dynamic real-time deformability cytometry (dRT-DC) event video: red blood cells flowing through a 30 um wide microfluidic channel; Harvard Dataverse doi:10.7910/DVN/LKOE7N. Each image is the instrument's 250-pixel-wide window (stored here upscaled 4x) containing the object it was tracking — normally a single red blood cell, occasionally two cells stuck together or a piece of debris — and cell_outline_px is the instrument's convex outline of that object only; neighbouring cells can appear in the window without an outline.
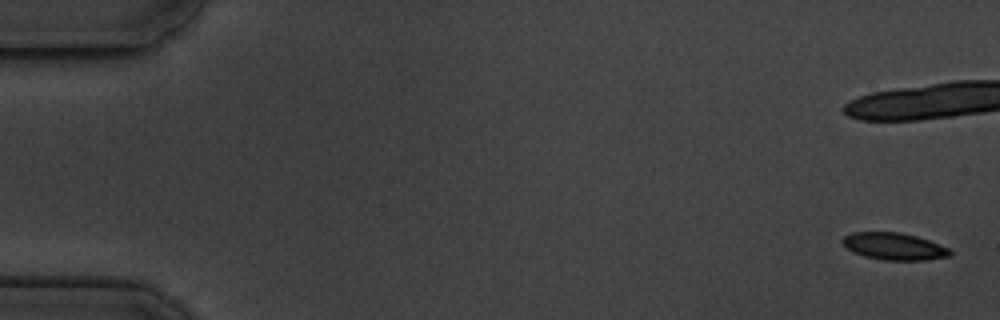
{"species": "common noctule bat (a hibernating species)", "species_latin": "Nyctalus noctula", "temperature_condition": "cold", "stored_images_in_passage": 8, "camera_frame_rate_fps": 3000, "um_per_image_px": 0.085, "animal": {"sex": "male", "body_mass_g": 19.5, "forearm_length_mm": 54.6}, "frame": {"image": 1, "passage_image": 1, "time_ms": 0.0, "image_size_px": [1000, 320], "cell_outline_px": [[952, 256], [924, 260], [880, 260], [864, 256], [852, 252], [840, 240], [844, 236], [852, 232], [900, 232], [916, 236], [940, 244], [948, 248], [952, 252]], "centroid_in_image_um": [75.99, 20.94], "position_along_channel_um": 9.0, "area_um2": 17.05}}
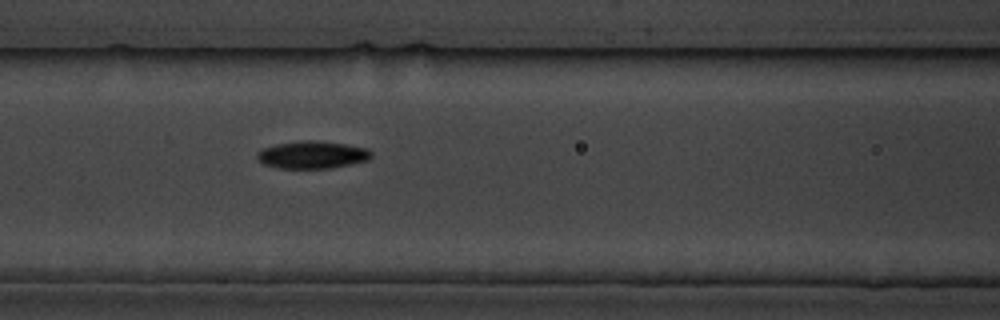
{"frame": {"image": 2, "passage_image": 8, "time_ms": 9.667, "image_size_px": [1000, 320], "cell_outline_px": [[372, 156], [368, 160], [332, 168], [280, 168], [264, 164], [256, 156], [256, 152], [264, 148], [276, 144], [300, 140], [316, 140], [344, 144], [368, 148], [372, 152]], "centroid_in_image_um": [26.56, 13.15], "position_along_channel_um": 140.0, "area_um2": 18.26}}